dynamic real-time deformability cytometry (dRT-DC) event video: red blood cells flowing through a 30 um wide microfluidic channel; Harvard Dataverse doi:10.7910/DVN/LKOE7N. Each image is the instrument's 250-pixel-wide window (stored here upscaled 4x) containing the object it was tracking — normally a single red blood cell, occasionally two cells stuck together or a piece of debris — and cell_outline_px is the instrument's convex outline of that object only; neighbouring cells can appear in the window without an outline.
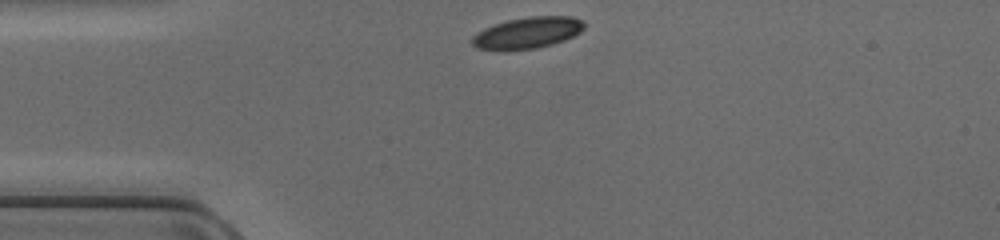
{"species": "common noctule bat (a hibernating species)", "species_latin": "Nyctalus noctula", "temperature_condition": "cold", "stored_images_in_passage": 30, "camera_frame_rate_fps": 3000, "um_per_image_px": 0.085, "animal": {"sex": "female", "body_mass_g": 17.0, "forearm_length_mm": 48.0}, "frame": {"image": 1, "passage_image": 1, "time_ms": 0.0, "image_size_px": [1000, 240], "cell_outline_px": [[584, 28], [580, 32], [564, 40], [552, 44], [536, 48], [476, 48], [472, 44], [472, 36], [476, 32], [484, 28], [508, 20], [528, 16], [572, 16], [584, 20]], "centroid_in_image_um": [44.89, 2.74], "position_along_channel_um": 40.1, "area_um2": 20.0}}
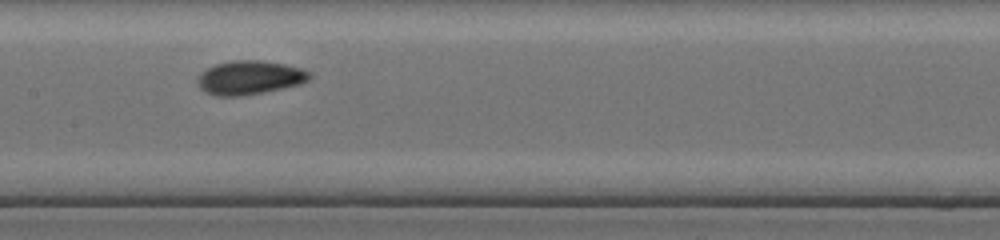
{"frame": {"image": 2, "passage_image": 13, "time_ms": 4.0, "image_size_px": [1000, 240], "cell_outline_px": [[312, 76], [308, 80], [300, 84], [264, 92], [240, 96], [216, 96], [200, 88], [196, 80], [196, 76], [200, 72], [216, 64], [232, 60], [260, 60], [284, 64], [300, 68], [308, 72]], "centroid_in_image_um": [21.18, 6.59], "position_along_channel_um": 186.2, "area_um2": 22.02}}
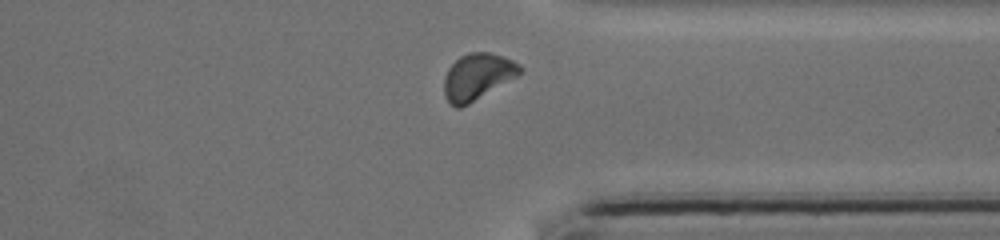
{"frame": {"image": 3, "passage_image": 26, "time_ms": 8.333, "image_size_px": [1000, 240], "cell_outline_px": [[524, 68], [516, 76], [468, 104], [460, 108], [456, 108], [448, 104], [444, 96], [444, 76], [448, 68], [460, 56], [468, 52], [488, 52], [512, 60], [520, 64]], "centroid_in_image_um": [40.53, 6.52], "position_along_channel_um": 370.9, "area_um2": 20.35}}